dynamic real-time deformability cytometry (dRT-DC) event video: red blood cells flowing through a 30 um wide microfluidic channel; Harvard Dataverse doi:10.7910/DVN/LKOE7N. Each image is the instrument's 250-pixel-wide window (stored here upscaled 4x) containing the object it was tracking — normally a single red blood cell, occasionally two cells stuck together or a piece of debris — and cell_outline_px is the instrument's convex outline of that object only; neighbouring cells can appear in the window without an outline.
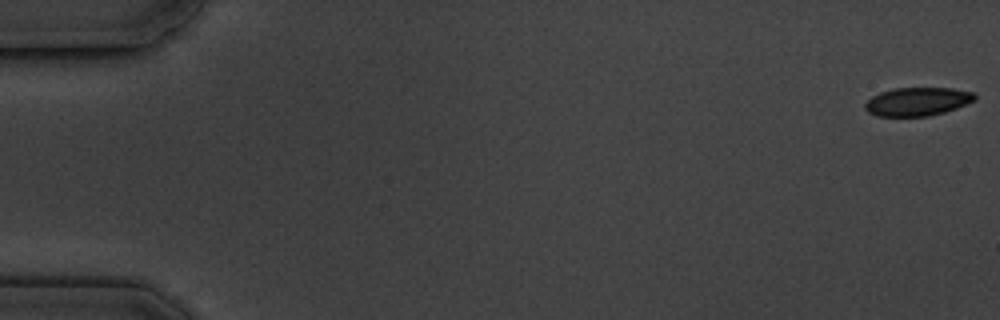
{"species": "common noctule bat (a hibernating species)", "species_latin": "Nyctalus noctula", "temperature_condition": "cold", "stored_images_in_passage": 4, "camera_frame_rate_fps": 3000, "um_per_image_px": 0.085, "animal": {"sex": "male", "body_mass_g": 19.5, "forearm_length_mm": 54.6}, "frame": {"image": 1, "passage_image": 1, "time_ms": 0.0, "image_size_px": [1000, 320], "cell_outline_px": [[976, 100], [956, 108], [944, 112], [928, 116], [876, 116], [868, 112], [864, 108], [864, 104], [872, 96], [880, 92], [892, 88], [952, 88], [976, 92]], "centroid_in_image_um": [77.99, 8.63], "position_along_channel_um": 7.0, "area_um2": 18.32}}